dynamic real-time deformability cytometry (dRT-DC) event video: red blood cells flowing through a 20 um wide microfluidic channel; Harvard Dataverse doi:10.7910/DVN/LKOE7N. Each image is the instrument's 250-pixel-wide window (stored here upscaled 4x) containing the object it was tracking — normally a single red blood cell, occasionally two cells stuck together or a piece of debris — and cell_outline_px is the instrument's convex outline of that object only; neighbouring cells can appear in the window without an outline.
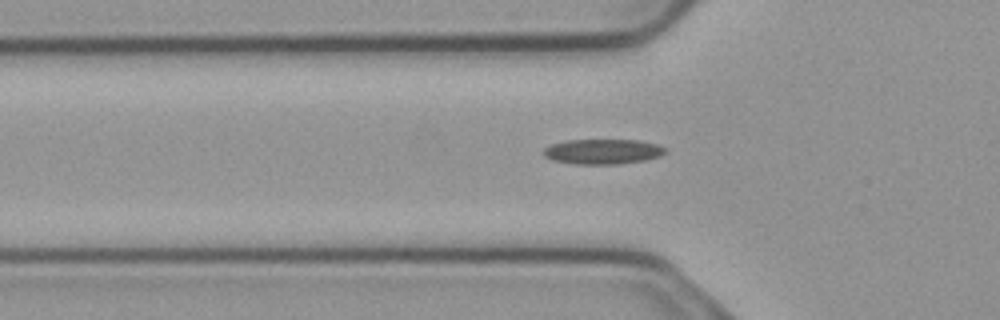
{"species": "common noctule bat (a hibernating species)", "species_latin": "Nyctalus noctula", "temperature_condition": "cold", "stored_images_in_passage": 38, "camera_frame_rate_fps": 3000, "um_per_image_px": 0.085, "animal": {"sex": "male", "body_mass_g": 23.1, "forearm_length_mm": 52.7}, "frame": {"image": 1, "passage_image": 3, "time_ms": 0.667, "image_size_px": [1000, 320], "cell_outline_px": [[668, 152], [660, 156], [644, 160], [616, 164], [576, 164], [552, 160], [544, 156], [544, 148], [552, 144], [568, 140], [640, 140], [656, 144], [668, 148]], "centroid_in_image_um": [51.27, 12.88], "position_along_channel_um": 74.5, "area_um2": 17.8}}
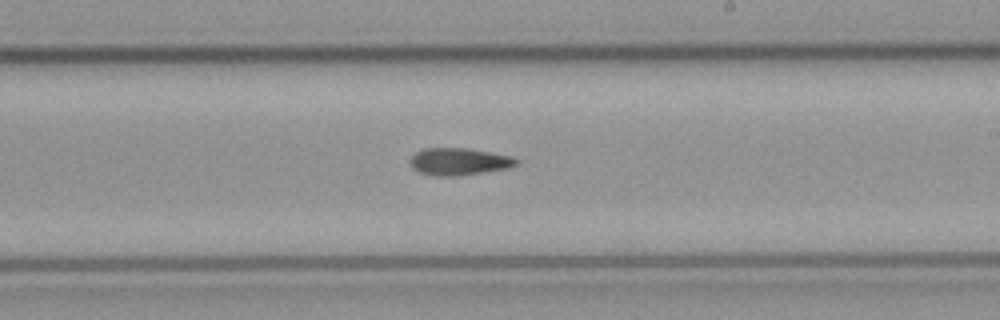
{"frame": {"image": 2, "passage_image": 17, "time_ms": 5.333, "image_size_px": [1000, 320], "cell_outline_px": [[520, 160], [516, 164], [508, 168], [460, 176], [432, 176], [420, 172], [412, 168], [408, 160], [416, 152], [424, 148], [468, 148], [512, 156]], "centroid_in_image_um": [38.99, 13.74], "position_along_channel_um": 250.0, "area_um2": 16.99}}
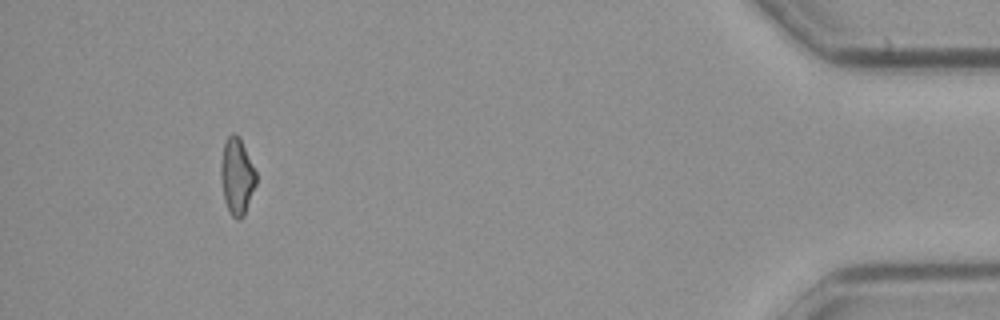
{"frame": {"image": 3, "passage_image": 36, "time_ms": 11.667, "image_size_px": [1000, 320], "cell_outline_px": [[256, 184], [244, 216], [240, 220], [236, 220], [228, 212], [224, 200], [220, 180], [220, 164], [224, 140], [232, 132], [240, 140], [256, 172]], "centroid_in_image_um": [20.1, 15.04], "position_along_channel_um": 415.1, "area_um2": 15.78}}